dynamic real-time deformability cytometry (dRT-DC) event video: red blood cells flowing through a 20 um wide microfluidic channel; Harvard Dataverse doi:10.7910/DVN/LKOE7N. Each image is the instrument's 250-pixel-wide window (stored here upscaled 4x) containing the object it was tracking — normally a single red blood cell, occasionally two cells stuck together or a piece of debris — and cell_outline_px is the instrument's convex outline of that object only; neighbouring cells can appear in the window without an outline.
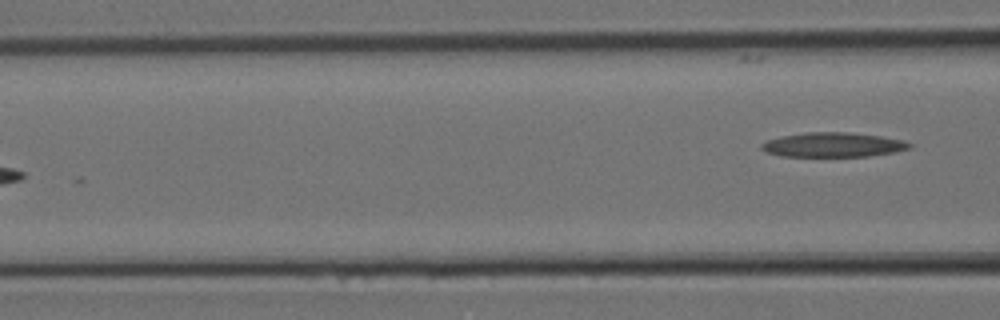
{"species": "Egyptian fruit bat (a non-hibernating species)", "species_latin": "Rousettus aegyptiacus", "temperature_condition": "room temperature", "stored_images_in_passage": 9, "segment_of_instrument_passage": [2, 2], "camera_frame_rate_fps": 3000, "um_per_image_px": 0.085, "animal": {"sex": "female"}, "frame": {"image": 1, "passage_image": 9, "time_ms": 2.667, "image_size_px": [1000, 320], "cell_outline_px": [[912, 148], [892, 152], [868, 156], [780, 156], [768, 152], [760, 148], [760, 144], [768, 140], [784, 136], [808, 132], [848, 132], [880, 136], [904, 140], [912, 144]], "centroid_in_image_um": [70.83, 12.3], "position_along_channel_um": 95.8, "area_um2": 20.92}}